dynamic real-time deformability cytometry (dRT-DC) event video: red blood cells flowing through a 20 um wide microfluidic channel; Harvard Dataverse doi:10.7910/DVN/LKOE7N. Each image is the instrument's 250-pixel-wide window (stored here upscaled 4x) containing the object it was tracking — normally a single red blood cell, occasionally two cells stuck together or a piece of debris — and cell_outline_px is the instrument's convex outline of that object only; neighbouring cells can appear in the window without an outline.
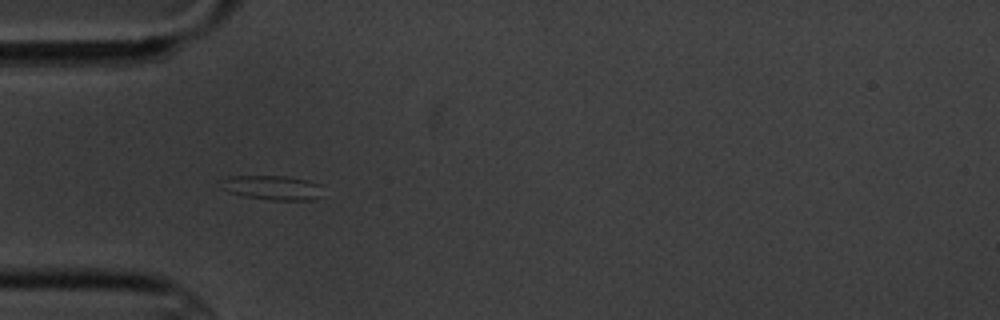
{"species": "common noctule bat (a hibernating species)", "species_latin": "Nyctalus noctula", "temperature_condition": "cold", "stored_images_in_passage": 8, "camera_frame_rate_fps": 3000, "um_per_image_px": 0.085, "animal": {"sex": "male", "body_mass_g": 20.1, "forearm_length_mm": 53.5}, "frame": {"image": 1, "passage_image": 6, "time_ms": 5.667, "image_size_px": [1000, 320], "cell_outline_px": [[324, 196], [316, 200], [272, 200], [244, 196], [228, 192], [216, 180], [228, 176], [288, 176], [308, 180], [320, 184]], "centroid_in_image_um": [23.18, 15.95], "position_along_channel_um": 61.8, "area_um2": 14.91}}
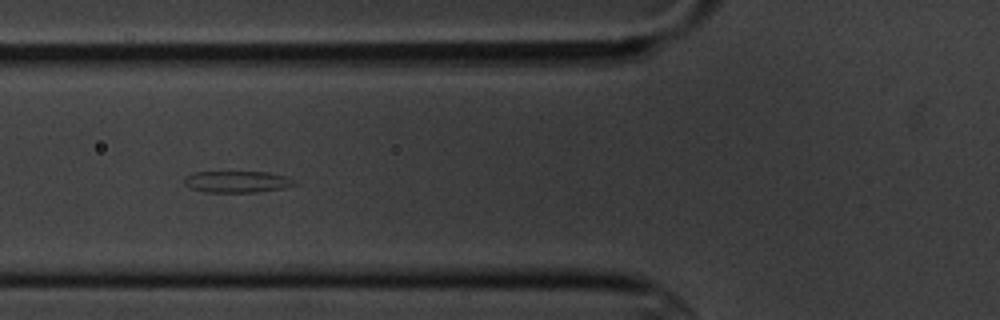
{"frame": {"image": 2, "passage_image": 7, "time_ms": 7.0, "image_size_px": [1000, 320], "cell_outline_px": [[300, 184], [284, 188], [256, 192], [204, 192], [192, 188], [184, 184], [184, 176], [192, 172], [268, 172], [288, 176]], "centroid_in_image_um": [20.19, 15.44], "position_along_channel_um": 105.6, "area_um2": 14.05}}
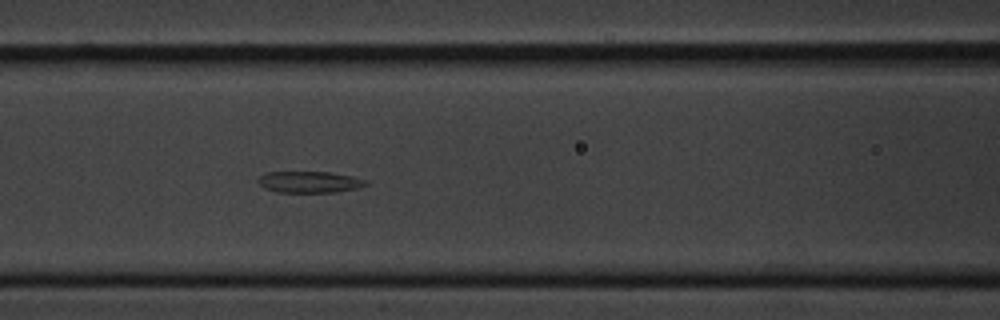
{"frame": {"image": 3, "passage_image": 8, "time_ms": 8.0, "image_size_px": [1000, 320], "cell_outline_px": [[368, 184], [356, 188], [332, 192], [276, 192], [264, 188], [260, 184], [260, 176], [268, 172], [328, 172], [352, 176], [368, 180]], "centroid_in_image_um": [26.32, 15.47], "position_along_channel_um": 140.3, "area_um2": 13.24}}